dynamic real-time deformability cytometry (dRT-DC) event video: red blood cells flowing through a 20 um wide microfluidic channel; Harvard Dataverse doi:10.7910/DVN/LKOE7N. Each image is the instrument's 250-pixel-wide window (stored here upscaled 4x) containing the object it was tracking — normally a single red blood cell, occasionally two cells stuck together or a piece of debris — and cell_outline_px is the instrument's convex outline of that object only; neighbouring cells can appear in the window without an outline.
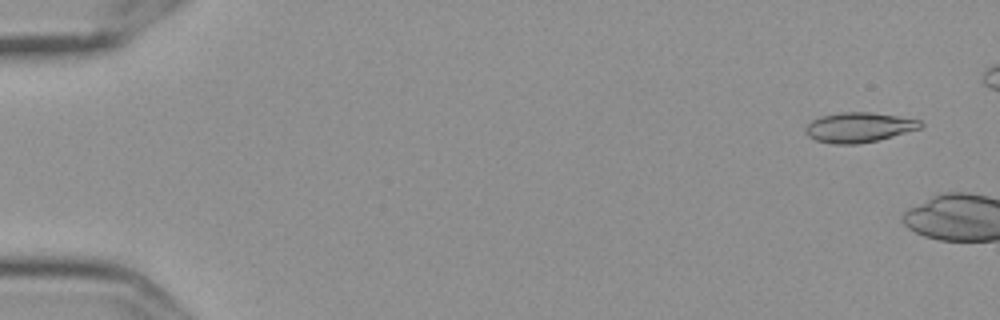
{"species": "Egyptian fruit bat (a non-hibernating species)", "species_latin": "Rousettus aegyptiacus", "temperature_condition": "cold", "stored_images_in_passage": 7, "camera_frame_rate_fps": 3000, "um_per_image_px": 0.085, "frame": {"image": 1, "passage_image": 4, "time_ms": 1.0, "image_size_px": [1000, 320], "cell_outline_px": [[908, 128], [888, 136], [872, 140], [824, 140], [832, 116], [888, 116], [908, 120]], "centroid_in_image_um": [73.43, 10.84], "position_along_channel_um": 11.6, "area_um2": 12.2}}